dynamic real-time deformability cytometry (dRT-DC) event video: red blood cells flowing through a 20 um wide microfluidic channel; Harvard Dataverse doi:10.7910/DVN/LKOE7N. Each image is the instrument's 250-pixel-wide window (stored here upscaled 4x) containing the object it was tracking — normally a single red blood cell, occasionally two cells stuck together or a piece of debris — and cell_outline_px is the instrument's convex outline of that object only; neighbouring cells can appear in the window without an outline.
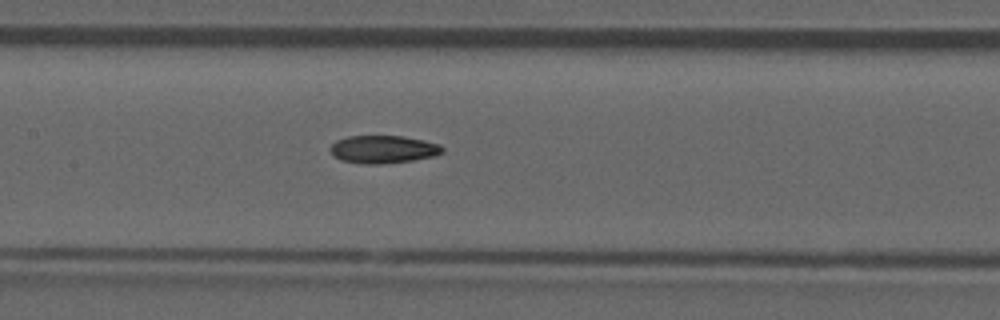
{"species": "common noctule bat (a hibernating species)", "species_latin": "Nyctalus noctula", "temperature_condition": "room temperature", "stored_images_in_passage": 47, "camera_frame_rate_fps": 3000, "um_per_image_px": 0.085, "animal": {"sex": "male", "forearm_length_mm": 52.5}, "frame": {"image": 1, "passage_image": 21, "time_ms": 6.667, "image_size_px": [1000, 320], "cell_outline_px": [[444, 152], [436, 156], [412, 160], [380, 164], [364, 164], [340, 160], [328, 148], [336, 140], [348, 136], [404, 136], [424, 140], [440, 144], [444, 148]], "centroid_in_image_um": [32.6, 12.69], "position_along_channel_um": 174.8, "area_um2": 18.26}, "authors_computed_cell_mechanics": {"area_um2": 18.2648, "velocity_mm_per_s": 3.9596, "shape_relaxation_time_tau1_ms": null, "shape_relaxation_time_tau2_ms": 7.6927, "deformation_change_tau1": null, "deformation_change_tau2": 0.1617}}